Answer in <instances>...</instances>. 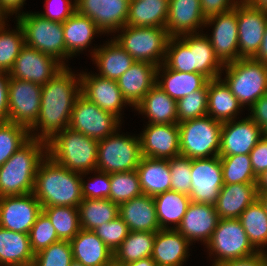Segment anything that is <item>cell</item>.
<instances>
[{
  "mask_svg": "<svg viewBox=\"0 0 267 266\" xmlns=\"http://www.w3.org/2000/svg\"><path fill=\"white\" fill-rule=\"evenodd\" d=\"M70 70L64 66L42 86L40 113L35 124L29 129L30 138L47 142L56 133L69 127L71 112L81 94L80 74H74ZM38 128L40 134L35 132Z\"/></svg>",
  "mask_w": 267,
  "mask_h": 266,
  "instance_id": "cell-1",
  "label": "cell"
},
{
  "mask_svg": "<svg viewBox=\"0 0 267 266\" xmlns=\"http://www.w3.org/2000/svg\"><path fill=\"white\" fill-rule=\"evenodd\" d=\"M33 194L42 207L78 208L83 200L81 173L62 167L46 156L38 167Z\"/></svg>",
  "mask_w": 267,
  "mask_h": 266,
  "instance_id": "cell-2",
  "label": "cell"
},
{
  "mask_svg": "<svg viewBox=\"0 0 267 266\" xmlns=\"http://www.w3.org/2000/svg\"><path fill=\"white\" fill-rule=\"evenodd\" d=\"M47 156V142L30 138L0 166V197L33 193L35 176Z\"/></svg>",
  "mask_w": 267,
  "mask_h": 266,
  "instance_id": "cell-3",
  "label": "cell"
},
{
  "mask_svg": "<svg viewBox=\"0 0 267 266\" xmlns=\"http://www.w3.org/2000/svg\"><path fill=\"white\" fill-rule=\"evenodd\" d=\"M98 140L69 127L47 141V156L71 171L89 174L96 171Z\"/></svg>",
  "mask_w": 267,
  "mask_h": 266,
  "instance_id": "cell-4",
  "label": "cell"
},
{
  "mask_svg": "<svg viewBox=\"0 0 267 266\" xmlns=\"http://www.w3.org/2000/svg\"><path fill=\"white\" fill-rule=\"evenodd\" d=\"M120 30L114 40L135 61L148 62L157 67L164 63L170 39L166 28L125 25Z\"/></svg>",
  "mask_w": 267,
  "mask_h": 266,
  "instance_id": "cell-5",
  "label": "cell"
},
{
  "mask_svg": "<svg viewBox=\"0 0 267 266\" xmlns=\"http://www.w3.org/2000/svg\"><path fill=\"white\" fill-rule=\"evenodd\" d=\"M223 79L234 97L244 107H251L259 98L267 93V69L265 63L253 58L238 59L225 64ZM244 105V106H243Z\"/></svg>",
  "mask_w": 267,
  "mask_h": 266,
  "instance_id": "cell-6",
  "label": "cell"
},
{
  "mask_svg": "<svg viewBox=\"0 0 267 266\" xmlns=\"http://www.w3.org/2000/svg\"><path fill=\"white\" fill-rule=\"evenodd\" d=\"M180 155L190 159L219 155L222 122L205 115L178 123ZM212 155V156H211Z\"/></svg>",
  "mask_w": 267,
  "mask_h": 266,
  "instance_id": "cell-7",
  "label": "cell"
},
{
  "mask_svg": "<svg viewBox=\"0 0 267 266\" xmlns=\"http://www.w3.org/2000/svg\"><path fill=\"white\" fill-rule=\"evenodd\" d=\"M16 17L24 32L25 45L50 55L67 66L64 63L65 41L61 22L48 20L38 13L20 12Z\"/></svg>",
  "mask_w": 267,
  "mask_h": 266,
  "instance_id": "cell-8",
  "label": "cell"
},
{
  "mask_svg": "<svg viewBox=\"0 0 267 266\" xmlns=\"http://www.w3.org/2000/svg\"><path fill=\"white\" fill-rule=\"evenodd\" d=\"M142 157L140 138L117 130L98 141L96 170L108 174L136 170Z\"/></svg>",
  "mask_w": 267,
  "mask_h": 266,
  "instance_id": "cell-9",
  "label": "cell"
},
{
  "mask_svg": "<svg viewBox=\"0 0 267 266\" xmlns=\"http://www.w3.org/2000/svg\"><path fill=\"white\" fill-rule=\"evenodd\" d=\"M206 247L210 251L209 255L216 256L212 266L257 252L238 218L219 219Z\"/></svg>",
  "mask_w": 267,
  "mask_h": 266,
  "instance_id": "cell-10",
  "label": "cell"
},
{
  "mask_svg": "<svg viewBox=\"0 0 267 266\" xmlns=\"http://www.w3.org/2000/svg\"><path fill=\"white\" fill-rule=\"evenodd\" d=\"M121 119L102 110L80 94L71 112L69 128L95 139L102 140L117 132Z\"/></svg>",
  "mask_w": 267,
  "mask_h": 266,
  "instance_id": "cell-11",
  "label": "cell"
},
{
  "mask_svg": "<svg viewBox=\"0 0 267 266\" xmlns=\"http://www.w3.org/2000/svg\"><path fill=\"white\" fill-rule=\"evenodd\" d=\"M42 86L33 82L9 78V122L22 125L28 130L35 124L40 113Z\"/></svg>",
  "mask_w": 267,
  "mask_h": 266,
  "instance_id": "cell-12",
  "label": "cell"
},
{
  "mask_svg": "<svg viewBox=\"0 0 267 266\" xmlns=\"http://www.w3.org/2000/svg\"><path fill=\"white\" fill-rule=\"evenodd\" d=\"M190 200L215 205L224 186L220 156L192 159Z\"/></svg>",
  "mask_w": 267,
  "mask_h": 266,
  "instance_id": "cell-13",
  "label": "cell"
},
{
  "mask_svg": "<svg viewBox=\"0 0 267 266\" xmlns=\"http://www.w3.org/2000/svg\"><path fill=\"white\" fill-rule=\"evenodd\" d=\"M238 24V59L254 58L263 40L267 11L241 0L236 5Z\"/></svg>",
  "mask_w": 267,
  "mask_h": 266,
  "instance_id": "cell-14",
  "label": "cell"
},
{
  "mask_svg": "<svg viewBox=\"0 0 267 266\" xmlns=\"http://www.w3.org/2000/svg\"><path fill=\"white\" fill-rule=\"evenodd\" d=\"M63 67L54 57L24 45L8 74L10 78L43 86Z\"/></svg>",
  "mask_w": 267,
  "mask_h": 266,
  "instance_id": "cell-15",
  "label": "cell"
},
{
  "mask_svg": "<svg viewBox=\"0 0 267 266\" xmlns=\"http://www.w3.org/2000/svg\"><path fill=\"white\" fill-rule=\"evenodd\" d=\"M42 206L33 193L0 197V227L29 234Z\"/></svg>",
  "mask_w": 267,
  "mask_h": 266,
  "instance_id": "cell-16",
  "label": "cell"
},
{
  "mask_svg": "<svg viewBox=\"0 0 267 266\" xmlns=\"http://www.w3.org/2000/svg\"><path fill=\"white\" fill-rule=\"evenodd\" d=\"M214 25L210 39L214 53L225 65L238 60V24L236 7L206 18L205 27Z\"/></svg>",
  "mask_w": 267,
  "mask_h": 266,
  "instance_id": "cell-17",
  "label": "cell"
},
{
  "mask_svg": "<svg viewBox=\"0 0 267 266\" xmlns=\"http://www.w3.org/2000/svg\"><path fill=\"white\" fill-rule=\"evenodd\" d=\"M76 11L88 16L104 33H115L126 25L130 0H75Z\"/></svg>",
  "mask_w": 267,
  "mask_h": 266,
  "instance_id": "cell-18",
  "label": "cell"
},
{
  "mask_svg": "<svg viewBox=\"0 0 267 266\" xmlns=\"http://www.w3.org/2000/svg\"><path fill=\"white\" fill-rule=\"evenodd\" d=\"M139 136L143 157L170 159L180 155L178 124H147Z\"/></svg>",
  "mask_w": 267,
  "mask_h": 266,
  "instance_id": "cell-19",
  "label": "cell"
},
{
  "mask_svg": "<svg viewBox=\"0 0 267 266\" xmlns=\"http://www.w3.org/2000/svg\"><path fill=\"white\" fill-rule=\"evenodd\" d=\"M262 137V128L249 116L222 122L219 155L249 154Z\"/></svg>",
  "mask_w": 267,
  "mask_h": 266,
  "instance_id": "cell-20",
  "label": "cell"
},
{
  "mask_svg": "<svg viewBox=\"0 0 267 266\" xmlns=\"http://www.w3.org/2000/svg\"><path fill=\"white\" fill-rule=\"evenodd\" d=\"M81 94L99 108L121 118V110L129 103L122 95L117 81L99 76L98 74L80 73Z\"/></svg>",
  "mask_w": 267,
  "mask_h": 266,
  "instance_id": "cell-21",
  "label": "cell"
},
{
  "mask_svg": "<svg viewBox=\"0 0 267 266\" xmlns=\"http://www.w3.org/2000/svg\"><path fill=\"white\" fill-rule=\"evenodd\" d=\"M219 219L214 205L191 201L176 230L190 243L200 240L206 245Z\"/></svg>",
  "mask_w": 267,
  "mask_h": 266,
  "instance_id": "cell-22",
  "label": "cell"
},
{
  "mask_svg": "<svg viewBox=\"0 0 267 266\" xmlns=\"http://www.w3.org/2000/svg\"><path fill=\"white\" fill-rule=\"evenodd\" d=\"M205 21L200 0H169L165 28L170 37L197 34L198 28L205 27Z\"/></svg>",
  "mask_w": 267,
  "mask_h": 266,
  "instance_id": "cell-23",
  "label": "cell"
},
{
  "mask_svg": "<svg viewBox=\"0 0 267 266\" xmlns=\"http://www.w3.org/2000/svg\"><path fill=\"white\" fill-rule=\"evenodd\" d=\"M157 66L136 61L117 79L123 97L130 106L136 107L156 84Z\"/></svg>",
  "mask_w": 267,
  "mask_h": 266,
  "instance_id": "cell-24",
  "label": "cell"
},
{
  "mask_svg": "<svg viewBox=\"0 0 267 266\" xmlns=\"http://www.w3.org/2000/svg\"><path fill=\"white\" fill-rule=\"evenodd\" d=\"M256 199L257 183L229 184L221 188L214 206L220 219H237Z\"/></svg>",
  "mask_w": 267,
  "mask_h": 266,
  "instance_id": "cell-25",
  "label": "cell"
},
{
  "mask_svg": "<svg viewBox=\"0 0 267 266\" xmlns=\"http://www.w3.org/2000/svg\"><path fill=\"white\" fill-rule=\"evenodd\" d=\"M119 216L129 231L160 230L154 198L142 194L119 205Z\"/></svg>",
  "mask_w": 267,
  "mask_h": 266,
  "instance_id": "cell-26",
  "label": "cell"
},
{
  "mask_svg": "<svg viewBox=\"0 0 267 266\" xmlns=\"http://www.w3.org/2000/svg\"><path fill=\"white\" fill-rule=\"evenodd\" d=\"M191 243L176 229L156 231L151 258L157 266H182Z\"/></svg>",
  "mask_w": 267,
  "mask_h": 266,
  "instance_id": "cell-27",
  "label": "cell"
},
{
  "mask_svg": "<svg viewBox=\"0 0 267 266\" xmlns=\"http://www.w3.org/2000/svg\"><path fill=\"white\" fill-rule=\"evenodd\" d=\"M70 243L73 260L84 266H107L113 260L112 251L93 230L81 228Z\"/></svg>",
  "mask_w": 267,
  "mask_h": 266,
  "instance_id": "cell-28",
  "label": "cell"
},
{
  "mask_svg": "<svg viewBox=\"0 0 267 266\" xmlns=\"http://www.w3.org/2000/svg\"><path fill=\"white\" fill-rule=\"evenodd\" d=\"M161 71L162 75L160 74ZM159 78H161V80ZM208 81L209 80L200 73L175 71L169 69L164 63L158 66L156 70V85L175 101H178L196 90L202 89Z\"/></svg>",
  "mask_w": 267,
  "mask_h": 266,
  "instance_id": "cell-29",
  "label": "cell"
},
{
  "mask_svg": "<svg viewBox=\"0 0 267 266\" xmlns=\"http://www.w3.org/2000/svg\"><path fill=\"white\" fill-rule=\"evenodd\" d=\"M179 38L190 48L193 59V72L204 75L208 80L219 78L223 64L214 53L208 35L187 34Z\"/></svg>",
  "mask_w": 267,
  "mask_h": 266,
  "instance_id": "cell-30",
  "label": "cell"
},
{
  "mask_svg": "<svg viewBox=\"0 0 267 266\" xmlns=\"http://www.w3.org/2000/svg\"><path fill=\"white\" fill-rule=\"evenodd\" d=\"M63 24L65 60L85 50L95 34H103L88 17L75 11Z\"/></svg>",
  "mask_w": 267,
  "mask_h": 266,
  "instance_id": "cell-31",
  "label": "cell"
},
{
  "mask_svg": "<svg viewBox=\"0 0 267 266\" xmlns=\"http://www.w3.org/2000/svg\"><path fill=\"white\" fill-rule=\"evenodd\" d=\"M104 45L91 52L93 62L97 64L99 76L117 81L136 61L114 39Z\"/></svg>",
  "mask_w": 267,
  "mask_h": 266,
  "instance_id": "cell-32",
  "label": "cell"
},
{
  "mask_svg": "<svg viewBox=\"0 0 267 266\" xmlns=\"http://www.w3.org/2000/svg\"><path fill=\"white\" fill-rule=\"evenodd\" d=\"M149 119V124H178L177 101L156 84L135 107Z\"/></svg>",
  "mask_w": 267,
  "mask_h": 266,
  "instance_id": "cell-33",
  "label": "cell"
},
{
  "mask_svg": "<svg viewBox=\"0 0 267 266\" xmlns=\"http://www.w3.org/2000/svg\"><path fill=\"white\" fill-rule=\"evenodd\" d=\"M29 234L0 227V265L32 266L34 262Z\"/></svg>",
  "mask_w": 267,
  "mask_h": 266,
  "instance_id": "cell-34",
  "label": "cell"
},
{
  "mask_svg": "<svg viewBox=\"0 0 267 266\" xmlns=\"http://www.w3.org/2000/svg\"><path fill=\"white\" fill-rule=\"evenodd\" d=\"M136 171L143 194L155 197L158 194L171 190V174L168 159L142 157Z\"/></svg>",
  "mask_w": 267,
  "mask_h": 266,
  "instance_id": "cell-35",
  "label": "cell"
},
{
  "mask_svg": "<svg viewBox=\"0 0 267 266\" xmlns=\"http://www.w3.org/2000/svg\"><path fill=\"white\" fill-rule=\"evenodd\" d=\"M242 105L221 77L208 81L207 115L221 122L235 120Z\"/></svg>",
  "mask_w": 267,
  "mask_h": 266,
  "instance_id": "cell-36",
  "label": "cell"
},
{
  "mask_svg": "<svg viewBox=\"0 0 267 266\" xmlns=\"http://www.w3.org/2000/svg\"><path fill=\"white\" fill-rule=\"evenodd\" d=\"M168 8L169 0H130L126 25L165 28Z\"/></svg>",
  "mask_w": 267,
  "mask_h": 266,
  "instance_id": "cell-37",
  "label": "cell"
},
{
  "mask_svg": "<svg viewBox=\"0 0 267 266\" xmlns=\"http://www.w3.org/2000/svg\"><path fill=\"white\" fill-rule=\"evenodd\" d=\"M153 198L160 229H177L191 202L189 195L169 190ZM169 223L174 227H169Z\"/></svg>",
  "mask_w": 267,
  "mask_h": 266,
  "instance_id": "cell-38",
  "label": "cell"
},
{
  "mask_svg": "<svg viewBox=\"0 0 267 266\" xmlns=\"http://www.w3.org/2000/svg\"><path fill=\"white\" fill-rule=\"evenodd\" d=\"M80 227L95 230L119 216V205L110 199H83L78 206Z\"/></svg>",
  "mask_w": 267,
  "mask_h": 266,
  "instance_id": "cell-39",
  "label": "cell"
},
{
  "mask_svg": "<svg viewBox=\"0 0 267 266\" xmlns=\"http://www.w3.org/2000/svg\"><path fill=\"white\" fill-rule=\"evenodd\" d=\"M156 232L129 231L121 245L114 251L113 259L127 264L142 258L151 257Z\"/></svg>",
  "mask_w": 267,
  "mask_h": 266,
  "instance_id": "cell-40",
  "label": "cell"
},
{
  "mask_svg": "<svg viewBox=\"0 0 267 266\" xmlns=\"http://www.w3.org/2000/svg\"><path fill=\"white\" fill-rule=\"evenodd\" d=\"M238 219L252 246L264 252L267 246V213L260 200L256 199L250 204Z\"/></svg>",
  "mask_w": 267,
  "mask_h": 266,
  "instance_id": "cell-41",
  "label": "cell"
},
{
  "mask_svg": "<svg viewBox=\"0 0 267 266\" xmlns=\"http://www.w3.org/2000/svg\"><path fill=\"white\" fill-rule=\"evenodd\" d=\"M42 212L49 218L59 240L71 241L79 233L81 227L78 208L50 206L42 207Z\"/></svg>",
  "mask_w": 267,
  "mask_h": 266,
  "instance_id": "cell-42",
  "label": "cell"
},
{
  "mask_svg": "<svg viewBox=\"0 0 267 266\" xmlns=\"http://www.w3.org/2000/svg\"><path fill=\"white\" fill-rule=\"evenodd\" d=\"M222 164L224 185L237 183H257L249 154L219 155Z\"/></svg>",
  "mask_w": 267,
  "mask_h": 266,
  "instance_id": "cell-43",
  "label": "cell"
},
{
  "mask_svg": "<svg viewBox=\"0 0 267 266\" xmlns=\"http://www.w3.org/2000/svg\"><path fill=\"white\" fill-rule=\"evenodd\" d=\"M5 25V21L0 24V71L8 73L25 41L23 29L18 22L14 31L6 30Z\"/></svg>",
  "mask_w": 267,
  "mask_h": 266,
  "instance_id": "cell-44",
  "label": "cell"
},
{
  "mask_svg": "<svg viewBox=\"0 0 267 266\" xmlns=\"http://www.w3.org/2000/svg\"><path fill=\"white\" fill-rule=\"evenodd\" d=\"M109 180L111 184L110 200L117 205L143 194L136 170L110 173Z\"/></svg>",
  "mask_w": 267,
  "mask_h": 266,
  "instance_id": "cell-45",
  "label": "cell"
},
{
  "mask_svg": "<svg viewBox=\"0 0 267 266\" xmlns=\"http://www.w3.org/2000/svg\"><path fill=\"white\" fill-rule=\"evenodd\" d=\"M30 139L29 130L12 122H0V166Z\"/></svg>",
  "mask_w": 267,
  "mask_h": 266,
  "instance_id": "cell-46",
  "label": "cell"
},
{
  "mask_svg": "<svg viewBox=\"0 0 267 266\" xmlns=\"http://www.w3.org/2000/svg\"><path fill=\"white\" fill-rule=\"evenodd\" d=\"M208 82L200 90L177 101L178 123L207 115Z\"/></svg>",
  "mask_w": 267,
  "mask_h": 266,
  "instance_id": "cell-47",
  "label": "cell"
},
{
  "mask_svg": "<svg viewBox=\"0 0 267 266\" xmlns=\"http://www.w3.org/2000/svg\"><path fill=\"white\" fill-rule=\"evenodd\" d=\"M164 64L175 71L193 72L192 52L179 37H170Z\"/></svg>",
  "mask_w": 267,
  "mask_h": 266,
  "instance_id": "cell-48",
  "label": "cell"
},
{
  "mask_svg": "<svg viewBox=\"0 0 267 266\" xmlns=\"http://www.w3.org/2000/svg\"><path fill=\"white\" fill-rule=\"evenodd\" d=\"M73 261L70 241H58L34 255L32 266H70Z\"/></svg>",
  "mask_w": 267,
  "mask_h": 266,
  "instance_id": "cell-49",
  "label": "cell"
},
{
  "mask_svg": "<svg viewBox=\"0 0 267 266\" xmlns=\"http://www.w3.org/2000/svg\"><path fill=\"white\" fill-rule=\"evenodd\" d=\"M29 240L34 254L60 241L49 218L41 212L30 229Z\"/></svg>",
  "mask_w": 267,
  "mask_h": 266,
  "instance_id": "cell-50",
  "label": "cell"
},
{
  "mask_svg": "<svg viewBox=\"0 0 267 266\" xmlns=\"http://www.w3.org/2000/svg\"><path fill=\"white\" fill-rule=\"evenodd\" d=\"M191 161L192 159L178 155L168 159L171 174V190L189 195L191 192Z\"/></svg>",
  "mask_w": 267,
  "mask_h": 266,
  "instance_id": "cell-51",
  "label": "cell"
},
{
  "mask_svg": "<svg viewBox=\"0 0 267 266\" xmlns=\"http://www.w3.org/2000/svg\"><path fill=\"white\" fill-rule=\"evenodd\" d=\"M93 231L106 244L112 253H114V251L121 245L122 241L129 233L128 226L120 216H117L110 222L103 223Z\"/></svg>",
  "mask_w": 267,
  "mask_h": 266,
  "instance_id": "cell-52",
  "label": "cell"
},
{
  "mask_svg": "<svg viewBox=\"0 0 267 266\" xmlns=\"http://www.w3.org/2000/svg\"><path fill=\"white\" fill-rule=\"evenodd\" d=\"M96 177L90 183L83 181L84 173H81V194L83 199H110V180L109 174L96 170Z\"/></svg>",
  "mask_w": 267,
  "mask_h": 266,
  "instance_id": "cell-53",
  "label": "cell"
},
{
  "mask_svg": "<svg viewBox=\"0 0 267 266\" xmlns=\"http://www.w3.org/2000/svg\"><path fill=\"white\" fill-rule=\"evenodd\" d=\"M46 3V12L38 14L51 21L63 23L76 11L75 0H46Z\"/></svg>",
  "mask_w": 267,
  "mask_h": 266,
  "instance_id": "cell-54",
  "label": "cell"
},
{
  "mask_svg": "<svg viewBox=\"0 0 267 266\" xmlns=\"http://www.w3.org/2000/svg\"><path fill=\"white\" fill-rule=\"evenodd\" d=\"M254 174L259 177L267 170V138L262 137L249 153Z\"/></svg>",
  "mask_w": 267,
  "mask_h": 266,
  "instance_id": "cell-55",
  "label": "cell"
},
{
  "mask_svg": "<svg viewBox=\"0 0 267 266\" xmlns=\"http://www.w3.org/2000/svg\"><path fill=\"white\" fill-rule=\"evenodd\" d=\"M241 0H200L202 13L205 18L227 12L240 2Z\"/></svg>",
  "mask_w": 267,
  "mask_h": 266,
  "instance_id": "cell-56",
  "label": "cell"
},
{
  "mask_svg": "<svg viewBox=\"0 0 267 266\" xmlns=\"http://www.w3.org/2000/svg\"><path fill=\"white\" fill-rule=\"evenodd\" d=\"M9 74L0 71V122L9 121L8 112V83Z\"/></svg>",
  "mask_w": 267,
  "mask_h": 266,
  "instance_id": "cell-57",
  "label": "cell"
},
{
  "mask_svg": "<svg viewBox=\"0 0 267 266\" xmlns=\"http://www.w3.org/2000/svg\"><path fill=\"white\" fill-rule=\"evenodd\" d=\"M217 266H266L265 251H257L245 257L225 261Z\"/></svg>",
  "mask_w": 267,
  "mask_h": 266,
  "instance_id": "cell-58",
  "label": "cell"
},
{
  "mask_svg": "<svg viewBox=\"0 0 267 266\" xmlns=\"http://www.w3.org/2000/svg\"><path fill=\"white\" fill-rule=\"evenodd\" d=\"M249 117L261 128L267 124V93L259 98L249 109Z\"/></svg>",
  "mask_w": 267,
  "mask_h": 266,
  "instance_id": "cell-59",
  "label": "cell"
},
{
  "mask_svg": "<svg viewBox=\"0 0 267 266\" xmlns=\"http://www.w3.org/2000/svg\"><path fill=\"white\" fill-rule=\"evenodd\" d=\"M26 0H0V11L6 17L17 14Z\"/></svg>",
  "mask_w": 267,
  "mask_h": 266,
  "instance_id": "cell-60",
  "label": "cell"
},
{
  "mask_svg": "<svg viewBox=\"0 0 267 266\" xmlns=\"http://www.w3.org/2000/svg\"><path fill=\"white\" fill-rule=\"evenodd\" d=\"M253 59L262 63L267 62V23L264 30L263 40L261 42L260 48Z\"/></svg>",
  "mask_w": 267,
  "mask_h": 266,
  "instance_id": "cell-61",
  "label": "cell"
},
{
  "mask_svg": "<svg viewBox=\"0 0 267 266\" xmlns=\"http://www.w3.org/2000/svg\"><path fill=\"white\" fill-rule=\"evenodd\" d=\"M257 191L258 193L267 192V170L264 171L257 179Z\"/></svg>",
  "mask_w": 267,
  "mask_h": 266,
  "instance_id": "cell-62",
  "label": "cell"
},
{
  "mask_svg": "<svg viewBox=\"0 0 267 266\" xmlns=\"http://www.w3.org/2000/svg\"><path fill=\"white\" fill-rule=\"evenodd\" d=\"M126 266H157L151 257L142 258L137 261H132L126 264Z\"/></svg>",
  "mask_w": 267,
  "mask_h": 266,
  "instance_id": "cell-63",
  "label": "cell"
},
{
  "mask_svg": "<svg viewBox=\"0 0 267 266\" xmlns=\"http://www.w3.org/2000/svg\"><path fill=\"white\" fill-rule=\"evenodd\" d=\"M245 1L254 8L267 11V0H245Z\"/></svg>",
  "mask_w": 267,
  "mask_h": 266,
  "instance_id": "cell-64",
  "label": "cell"
},
{
  "mask_svg": "<svg viewBox=\"0 0 267 266\" xmlns=\"http://www.w3.org/2000/svg\"><path fill=\"white\" fill-rule=\"evenodd\" d=\"M258 199L263 204L266 213H267V192L266 193H258Z\"/></svg>",
  "mask_w": 267,
  "mask_h": 266,
  "instance_id": "cell-65",
  "label": "cell"
},
{
  "mask_svg": "<svg viewBox=\"0 0 267 266\" xmlns=\"http://www.w3.org/2000/svg\"><path fill=\"white\" fill-rule=\"evenodd\" d=\"M107 266H126V264L119 263L113 259Z\"/></svg>",
  "mask_w": 267,
  "mask_h": 266,
  "instance_id": "cell-66",
  "label": "cell"
},
{
  "mask_svg": "<svg viewBox=\"0 0 267 266\" xmlns=\"http://www.w3.org/2000/svg\"><path fill=\"white\" fill-rule=\"evenodd\" d=\"M70 266H84V265L82 263L78 262V261L73 260L71 262Z\"/></svg>",
  "mask_w": 267,
  "mask_h": 266,
  "instance_id": "cell-67",
  "label": "cell"
},
{
  "mask_svg": "<svg viewBox=\"0 0 267 266\" xmlns=\"http://www.w3.org/2000/svg\"><path fill=\"white\" fill-rule=\"evenodd\" d=\"M262 134H263V137L267 138V124L264 127H262Z\"/></svg>",
  "mask_w": 267,
  "mask_h": 266,
  "instance_id": "cell-68",
  "label": "cell"
},
{
  "mask_svg": "<svg viewBox=\"0 0 267 266\" xmlns=\"http://www.w3.org/2000/svg\"><path fill=\"white\" fill-rule=\"evenodd\" d=\"M5 18H8V17H5L2 12L0 11V24L3 23L5 21Z\"/></svg>",
  "mask_w": 267,
  "mask_h": 266,
  "instance_id": "cell-69",
  "label": "cell"
},
{
  "mask_svg": "<svg viewBox=\"0 0 267 266\" xmlns=\"http://www.w3.org/2000/svg\"><path fill=\"white\" fill-rule=\"evenodd\" d=\"M265 265L267 266V252H265Z\"/></svg>",
  "mask_w": 267,
  "mask_h": 266,
  "instance_id": "cell-70",
  "label": "cell"
}]
</instances>
